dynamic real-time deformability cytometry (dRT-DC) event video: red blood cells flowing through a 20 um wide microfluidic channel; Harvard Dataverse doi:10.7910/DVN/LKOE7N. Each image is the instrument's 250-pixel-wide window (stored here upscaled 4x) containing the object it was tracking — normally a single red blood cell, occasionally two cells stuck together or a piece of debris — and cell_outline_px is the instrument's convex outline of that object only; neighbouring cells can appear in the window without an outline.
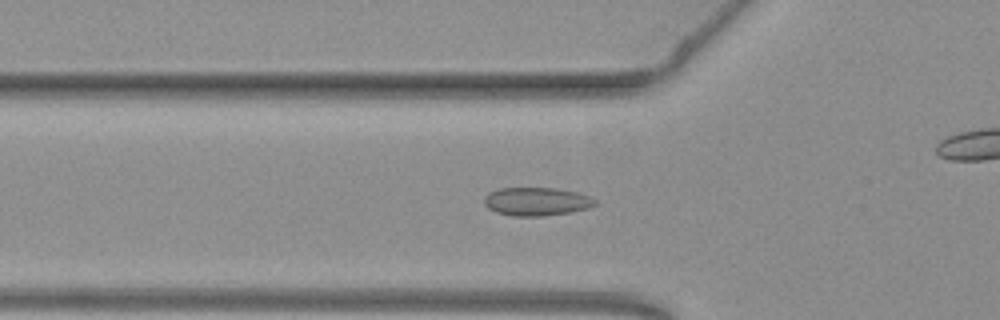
{"species": "common noctule bat (a hibernating species)", "species_latin": "Nyctalus noctula", "temperature_condition": "warm", "stored_images_in_passage": 37, "camera_frame_rate_fps": 3000, "um_per_image_px": 0.085, "animal": {"sex": "female", "body_mass_g": 19.3, "forearm_length_mm": 54.1}, "frame": {"image": 1, "passage_image": 19, "time_ms": 6.0, "image_size_px": [1000, 320], "cell_outline_px": [[596, 204], [588, 208], [572, 212], [540, 216], [512, 216], [496, 212], [488, 208], [484, 204], [484, 196], [488, 192], [500, 188], [556, 188], [576, 192], [588, 196], [596, 200]], "centroid_in_image_um": [45.57, 17.13], "position_along_channel_um": 80.2, "area_um2": 18.32}}
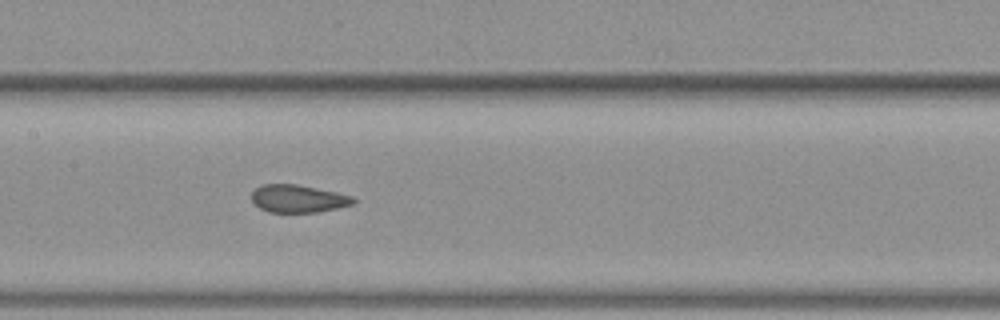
{"frame": {"image": 2, "passage_image": 27, "time_ms": 8.667, "image_size_px": [1000, 320], "cell_outline_px": [[356, 200], [352, 204], [336, 208], [316, 212], [268, 212], [260, 208], [252, 200], [252, 192], [256, 188], [264, 184], [296, 184], [336, 192], [352, 196]], "centroid_in_image_um": [25.33, 16.88], "position_along_channel_um": 182.1, "area_um2": 16.18}}
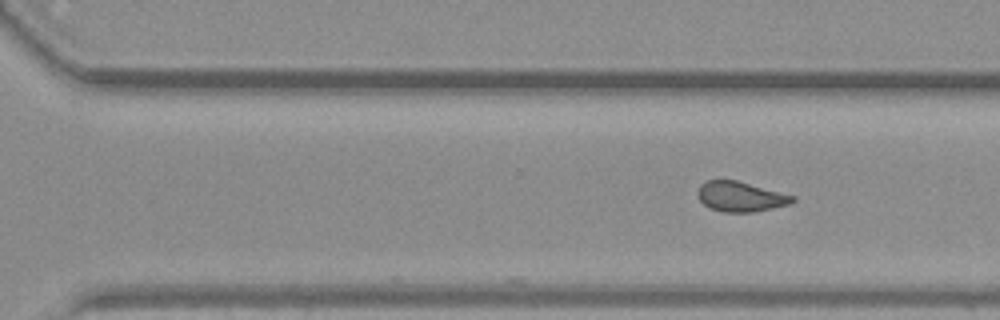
{"frame": {"image": 3, "passage_image": 37, "time_ms": 12.0, "image_size_px": [1000, 320], "cell_outline_px": [[796, 200], [792, 204], [752, 212], [724, 212], [708, 208], [696, 196], [696, 192], [700, 184], [708, 180], [736, 180], [796, 196]], "centroid_in_image_um": [62.94, 16.71], "position_along_channel_um": 307.7, "area_um2": 16.76}}